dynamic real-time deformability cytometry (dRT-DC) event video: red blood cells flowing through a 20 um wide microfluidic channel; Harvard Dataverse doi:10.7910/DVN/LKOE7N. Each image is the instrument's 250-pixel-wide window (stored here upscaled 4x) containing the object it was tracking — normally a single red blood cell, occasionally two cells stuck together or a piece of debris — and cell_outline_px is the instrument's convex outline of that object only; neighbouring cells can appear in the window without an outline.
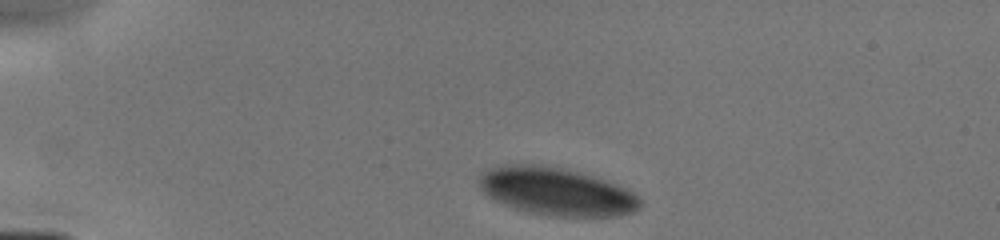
{"species": "human", "species_latin": "Homo sapiens", "temperature_condition": "cold", "stored_images_in_passage": 6, "camera_frame_rate_fps": 3000, "um_per_image_px": 0.085, "donor": {"sex": "male"}, "frame": {"image": 1, "passage_image": 1, "time_ms": 0.0, "image_size_px": [1000, 240], "cell_outline_px": [[640, 208], [632, 212], [616, 216], [548, 216], [528, 212], [504, 204], [488, 196], [480, 188], [476, 180], [480, 172], [504, 164], [536, 164], [560, 168], [604, 180], [624, 188], [632, 192], [640, 200]], "centroid_in_image_um": [47.22, 16.28], "position_along_channel_um": 37.8, "area_um2": 44.39}}
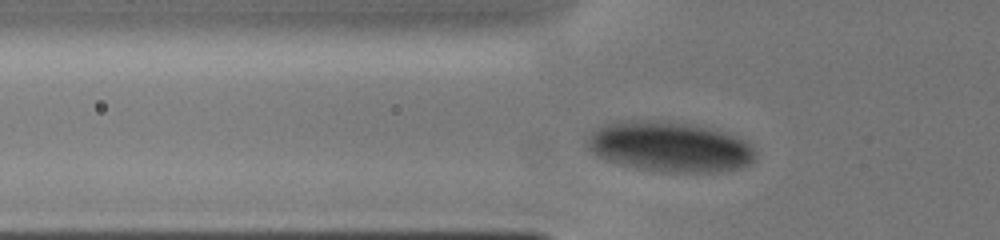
{"frame": {"image": 2, "passage_image": 5, "time_ms": 2.0, "image_size_px": [1000, 240], "cell_outline_px": [[756, 160], [740, 168], [720, 172], [668, 172], [644, 168], [624, 164], [608, 160], [592, 152], [584, 144], [588, 136], [596, 128], [604, 124], [620, 120], [656, 120], [684, 124], [724, 132], [736, 136], [744, 140], [756, 152]], "centroid_in_image_um": [56.92, 12.47], "position_along_channel_um": 68.9, "area_um2": 48.73}}